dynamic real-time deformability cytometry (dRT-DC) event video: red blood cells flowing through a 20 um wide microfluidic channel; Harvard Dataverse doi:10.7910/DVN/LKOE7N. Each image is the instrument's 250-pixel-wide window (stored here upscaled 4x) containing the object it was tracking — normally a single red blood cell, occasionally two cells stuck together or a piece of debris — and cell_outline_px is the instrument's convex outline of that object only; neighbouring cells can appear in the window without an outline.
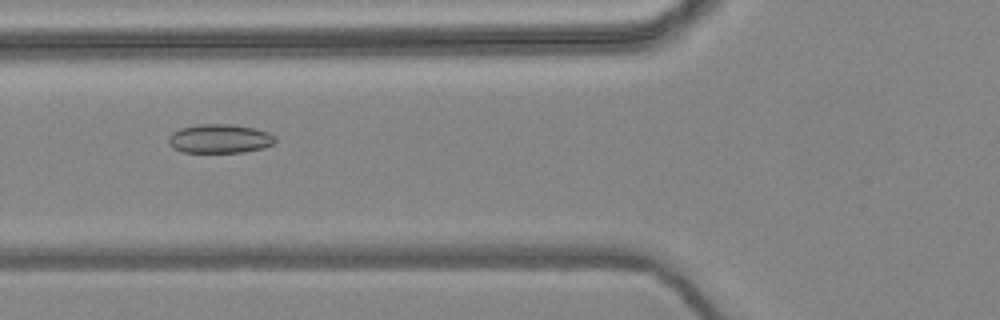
{"species": "common noctule bat (a hibernating species)", "species_latin": "Nyctalus noctula", "temperature_condition": "warm", "stored_images_in_passage": 49, "camera_frame_rate_fps": 3000, "um_per_image_px": 0.085, "animal": {"sex": "female", "body_mass_g": 24.6, "forearm_length_mm": 56.2}, "frame": {"image": 1, "passage_image": 14, "time_ms": 4.333, "image_size_px": [1000, 320], "cell_outline_px": [[276, 140], [272, 144], [264, 148], [244, 152], [184, 152], [172, 148], [168, 140], [168, 136], [172, 132], [180, 128], [200, 124], [232, 124], [256, 128], [268, 132], [276, 136]], "centroid_in_image_um": [18.69, 11.78], "position_along_channel_um": 107.1, "area_um2": 18.15}}
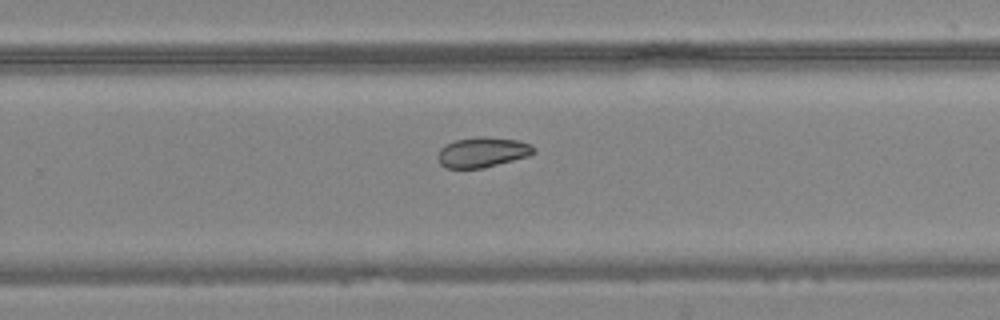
{"frame": {"image": 2, "passage_image": 29, "time_ms": 9.333, "image_size_px": [1000, 320], "cell_outline_px": [[536, 152], [528, 156], [484, 168], [444, 168], [440, 164], [436, 156], [440, 148], [444, 144], [456, 140], [480, 136], [484, 136], [520, 140], [532, 144], [536, 148]], "centroid_in_image_um": [41.01, 12.93], "position_along_channel_um": 288.8, "area_um2": 17.17}}
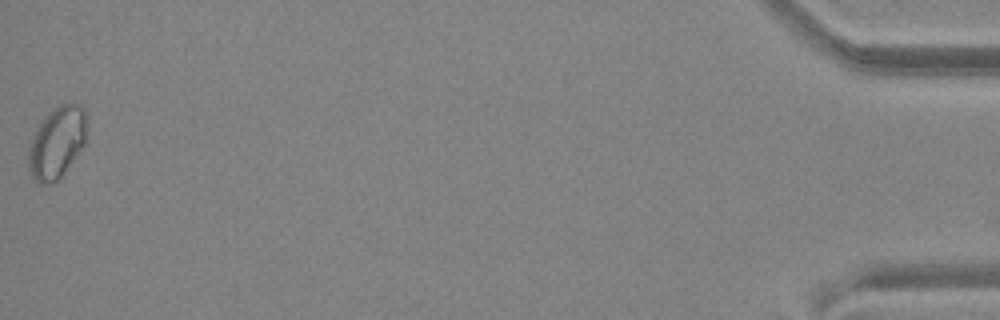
{"frame": {"image": 3, "passage_image": 49, "time_ms": 16.0, "image_size_px": [1000, 320], "cell_outline_px": [[88, 116], [84, 144], [64, 172], [52, 184], [40, 184], [28, 172], [28, 148], [32, 136], [48, 112], [52, 108], [60, 104], [72, 100], [80, 104], [84, 108]], "centroid_in_image_um": [4.84, 12.05], "position_along_channel_um": 430.4, "area_um2": 24.62}}